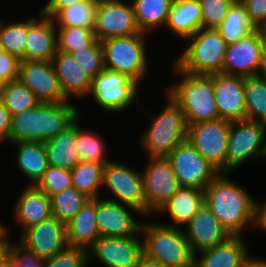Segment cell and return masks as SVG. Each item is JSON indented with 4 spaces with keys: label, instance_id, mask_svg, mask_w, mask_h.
<instances>
[{
    "label": "cell",
    "instance_id": "1",
    "mask_svg": "<svg viewBox=\"0 0 266 267\" xmlns=\"http://www.w3.org/2000/svg\"><path fill=\"white\" fill-rule=\"evenodd\" d=\"M219 173L204 189V204L232 236H242L250 223L256 227L258 202L243 186Z\"/></svg>",
    "mask_w": 266,
    "mask_h": 267
},
{
    "label": "cell",
    "instance_id": "2",
    "mask_svg": "<svg viewBox=\"0 0 266 267\" xmlns=\"http://www.w3.org/2000/svg\"><path fill=\"white\" fill-rule=\"evenodd\" d=\"M79 115V110L70 101L40 102L36 107L12 116L9 142L44 143L65 131Z\"/></svg>",
    "mask_w": 266,
    "mask_h": 267
},
{
    "label": "cell",
    "instance_id": "3",
    "mask_svg": "<svg viewBox=\"0 0 266 267\" xmlns=\"http://www.w3.org/2000/svg\"><path fill=\"white\" fill-rule=\"evenodd\" d=\"M174 69L182 78L167 93L179 105L187 125L218 119L212 75L189 74L176 66Z\"/></svg>",
    "mask_w": 266,
    "mask_h": 267
},
{
    "label": "cell",
    "instance_id": "4",
    "mask_svg": "<svg viewBox=\"0 0 266 267\" xmlns=\"http://www.w3.org/2000/svg\"><path fill=\"white\" fill-rule=\"evenodd\" d=\"M183 229L166 223L142 222L144 257L164 267H188L195 255Z\"/></svg>",
    "mask_w": 266,
    "mask_h": 267
},
{
    "label": "cell",
    "instance_id": "5",
    "mask_svg": "<svg viewBox=\"0 0 266 267\" xmlns=\"http://www.w3.org/2000/svg\"><path fill=\"white\" fill-rule=\"evenodd\" d=\"M186 40L187 47L176 58L174 66L194 75L222 73L227 42L216 28H201Z\"/></svg>",
    "mask_w": 266,
    "mask_h": 267
},
{
    "label": "cell",
    "instance_id": "6",
    "mask_svg": "<svg viewBox=\"0 0 266 267\" xmlns=\"http://www.w3.org/2000/svg\"><path fill=\"white\" fill-rule=\"evenodd\" d=\"M167 104L141 136L142 147L148 157H167L181 142L187 139L188 125L179 105L167 96Z\"/></svg>",
    "mask_w": 266,
    "mask_h": 267
},
{
    "label": "cell",
    "instance_id": "7",
    "mask_svg": "<svg viewBox=\"0 0 266 267\" xmlns=\"http://www.w3.org/2000/svg\"><path fill=\"white\" fill-rule=\"evenodd\" d=\"M147 33L112 37L101 41L104 67L128 75L140 83L147 75Z\"/></svg>",
    "mask_w": 266,
    "mask_h": 267
},
{
    "label": "cell",
    "instance_id": "8",
    "mask_svg": "<svg viewBox=\"0 0 266 267\" xmlns=\"http://www.w3.org/2000/svg\"><path fill=\"white\" fill-rule=\"evenodd\" d=\"M254 156L266 159V124L248 119L230 121L227 173Z\"/></svg>",
    "mask_w": 266,
    "mask_h": 267
},
{
    "label": "cell",
    "instance_id": "9",
    "mask_svg": "<svg viewBox=\"0 0 266 267\" xmlns=\"http://www.w3.org/2000/svg\"><path fill=\"white\" fill-rule=\"evenodd\" d=\"M139 83L128 75L104 68L92 78L89 95L100 108L117 113L138 102Z\"/></svg>",
    "mask_w": 266,
    "mask_h": 267
},
{
    "label": "cell",
    "instance_id": "10",
    "mask_svg": "<svg viewBox=\"0 0 266 267\" xmlns=\"http://www.w3.org/2000/svg\"><path fill=\"white\" fill-rule=\"evenodd\" d=\"M229 129L221 118L188 124L187 139L219 173H227Z\"/></svg>",
    "mask_w": 266,
    "mask_h": 267
},
{
    "label": "cell",
    "instance_id": "11",
    "mask_svg": "<svg viewBox=\"0 0 266 267\" xmlns=\"http://www.w3.org/2000/svg\"><path fill=\"white\" fill-rule=\"evenodd\" d=\"M112 198L106 200L136 208L142 216H147V204L144 197L143 178L137 171L126 164L114 160L105 164L103 184Z\"/></svg>",
    "mask_w": 266,
    "mask_h": 267
},
{
    "label": "cell",
    "instance_id": "12",
    "mask_svg": "<svg viewBox=\"0 0 266 267\" xmlns=\"http://www.w3.org/2000/svg\"><path fill=\"white\" fill-rule=\"evenodd\" d=\"M21 233L20 241L13 244L23 253L38 259H51L68 246L66 224L53 216Z\"/></svg>",
    "mask_w": 266,
    "mask_h": 267
},
{
    "label": "cell",
    "instance_id": "13",
    "mask_svg": "<svg viewBox=\"0 0 266 267\" xmlns=\"http://www.w3.org/2000/svg\"><path fill=\"white\" fill-rule=\"evenodd\" d=\"M167 158L181 187L204 190L219 174L188 139L179 143Z\"/></svg>",
    "mask_w": 266,
    "mask_h": 267
},
{
    "label": "cell",
    "instance_id": "14",
    "mask_svg": "<svg viewBox=\"0 0 266 267\" xmlns=\"http://www.w3.org/2000/svg\"><path fill=\"white\" fill-rule=\"evenodd\" d=\"M93 31L100 42L112 37L142 33L136 22L132 3L122 0H98Z\"/></svg>",
    "mask_w": 266,
    "mask_h": 267
},
{
    "label": "cell",
    "instance_id": "15",
    "mask_svg": "<svg viewBox=\"0 0 266 267\" xmlns=\"http://www.w3.org/2000/svg\"><path fill=\"white\" fill-rule=\"evenodd\" d=\"M143 172V190L147 215L157 212L181 187L167 157H147Z\"/></svg>",
    "mask_w": 266,
    "mask_h": 267
},
{
    "label": "cell",
    "instance_id": "16",
    "mask_svg": "<svg viewBox=\"0 0 266 267\" xmlns=\"http://www.w3.org/2000/svg\"><path fill=\"white\" fill-rule=\"evenodd\" d=\"M139 235L141 233L127 237L100 236L88 250L89 261L94 257L104 267H138L144 257Z\"/></svg>",
    "mask_w": 266,
    "mask_h": 267
},
{
    "label": "cell",
    "instance_id": "17",
    "mask_svg": "<svg viewBox=\"0 0 266 267\" xmlns=\"http://www.w3.org/2000/svg\"><path fill=\"white\" fill-rule=\"evenodd\" d=\"M266 32L255 29L237 42L227 44L222 73L249 77L257 74Z\"/></svg>",
    "mask_w": 266,
    "mask_h": 267
},
{
    "label": "cell",
    "instance_id": "18",
    "mask_svg": "<svg viewBox=\"0 0 266 267\" xmlns=\"http://www.w3.org/2000/svg\"><path fill=\"white\" fill-rule=\"evenodd\" d=\"M44 103L68 100L61 88L52 61H21L19 79Z\"/></svg>",
    "mask_w": 266,
    "mask_h": 267
},
{
    "label": "cell",
    "instance_id": "19",
    "mask_svg": "<svg viewBox=\"0 0 266 267\" xmlns=\"http://www.w3.org/2000/svg\"><path fill=\"white\" fill-rule=\"evenodd\" d=\"M141 214L136 208L102 198H96V222L100 236L127 237L140 233L141 222L132 213Z\"/></svg>",
    "mask_w": 266,
    "mask_h": 267
},
{
    "label": "cell",
    "instance_id": "20",
    "mask_svg": "<svg viewBox=\"0 0 266 267\" xmlns=\"http://www.w3.org/2000/svg\"><path fill=\"white\" fill-rule=\"evenodd\" d=\"M212 81L219 118L228 121L246 119L245 77L215 73Z\"/></svg>",
    "mask_w": 266,
    "mask_h": 267
},
{
    "label": "cell",
    "instance_id": "21",
    "mask_svg": "<svg viewBox=\"0 0 266 267\" xmlns=\"http://www.w3.org/2000/svg\"><path fill=\"white\" fill-rule=\"evenodd\" d=\"M185 226L184 233L194 255L222 244L232 236L204 203Z\"/></svg>",
    "mask_w": 266,
    "mask_h": 267
},
{
    "label": "cell",
    "instance_id": "22",
    "mask_svg": "<svg viewBox=\"0 0 266 267\" xmlns=\"http://www.w3.org/2000/svg\"><path fill=\"white\" fill-rule=\"evenodd\" d=\"M37 16L39 20H28V38L23 61H52L57 52L55 22L41 12Z\"/></svg>",
    "mask_w": 266,
    "mask_h": 267
},
{
    "label": "cell",
    "instance_id": "23",
    "mask_svg": "<svg viewBox=\"0 0 266 267\" xmlns=\"http://www.w3.org/2000/svg\"><path fill=\"white\" fill-rule=\"evenodd\" d=\"M65 97H85L91 89L92 79L83 71L71 53L56 52L52 60Z\"/></svg>",
    "mask_w": 266,
    "mask_h": 267
},
{
    "label": "cell",
    "instance_id": "24",
    "mask_svg": "<svg viewBox=\"0 0 266 267\" xmlns=\"http://www.w3.org/2000/svg\"><path fill=\"white\" fill-rule=\"evenodd\" d=\"M14 211V218L24 231L52 216L50 197L36 185L28 184L18 197Z\"/></svg>",
    "mask_w": 266,
    "mask_h": 267
},
{
    "label": "cell",
    "instance_id": "25",
    "mask_svg": "<svg viewBox=\"0 0 266 267\" xmlns=\"http://www.w3.org/2000/svg\"><path fill=\"white\" fill-rule=\"evenodd\" d=\"M100 237L96 222V198L89 199L81 210L66 223L68 246L89 250Z\"/></svg>",
    "mask_w": 266,
    "mask_h": 267
},
{
    "label": "cell",
    "instance_id": "26",
    "mask_svg": "<svg viewBox=\"0 0 266 267\" xmlns=\"http://www.w3.org/2000/svg\"><path fill=\"white\" fill-rule=\"evenodd\" d=\"M242 236H231L222 244L199 252L194 261L201 267H241L249 257V248Z\"/></svg>",
    "mask_w": 266,
    "mask_h": 267
},
{
    "label": "cell",
    "instance_id": "27",
    "mask_svg": "<svg viewBox=\"0 0 266 267\" xmlns=\"http://www.w3.org/2000/svg\"><path fill=\"white\" fill-rule=\"evenodd\" d=\"M204 203V190L193 187H180L171 198L157 211L170 215L169 226L186 225Z\"/></svg>",
    "mask_w": 266,
    "mask_h": 267
},
{
    "label": "cell",
    "instance_id": "28",
    "mask_svg": "<svg viewBox=\"0 0 266 267\" xmlns=\"http://www.w3.org/2000/svg\"><path fill=\"white\" fill-rule=\"evenodd\" d=\"M48 163L62 169H73L81 160L78 153L77 120L65 131L44 142Z\"/></svg>",
    "mask_w": 266,
    "mask_h": 267
},
{
    "label": "cell",
    "instance_id": "29",
    "mask_svg": "<svg viewBox=\"0 0 266 267\" xmlns=\"http://www.w3.org/2000/svg\"><path fill=\"white\" fill-rule=\"evenodd\" d=\"M166 28L182 39H187L202 28V12L199 0H174Z\"/></svg>",
    "mask_w": 266,
    "mask_h": 267
},
{
    "label": "cell",
    "instance_id": "30",
    "mask_svg": "<svg viewBox=\"0 0 266 267\" xmlns=\"http://www.w3.org/2000/svg\"><path fill=\"white\" fill-rule=\"evenodd\" d=\"M13 144L18 148L15 157L18 168L29 179V185H36L49 166L44 143L22 141Z\"/></svg>",
    "mask_w": 266,
    "mask_h": 267
},
{
    "label": "cell",
    "instance_id": "31",
    "mask_svg": "<svg viewBox=\"0 0 266 267\" xmlns=\"http://www.w3.org/2000/svg\"><path fill=\"white\" fill-rule=\"evenodd\" d=\"M174 0H132L136 22L141 32L166 27Z\"/></svg>",
    "mask_w": 266,
    "mask_h": 267
},
{
    "label": "cell",
    "instance_id": "32",
    "mask_svg": "<svg viewBox=\"0 0 266 267\" xmlns=\"http://www.w3.org/2000/svg\"><path fill=\"white\" fill-rule=\"evenodd\" d=\"M105 163L80 161L71 169L72 187L90 199L100 198L99 191L103 184Z\"/></svg>",
    "mask_w": 266,
    "mask_h": 267
},
{
    "label": "cell",
    "instance_id": "33",
    "mask_svg": "<svg viewBox=\"0 0 266 267\" xmlns=\"http://www.w3.org/2000/svg\"><path fill=\"white\" fill-rule=\"evenodd\" d=\"M227 44L237 42L240 38L255 30L248 19L245 5L236 0L230 7L222 23L216 28Z\"/></svg>",
    "mask_w": 266,
    "mask_h": 267
},
{
    "label": "cell",
    "instance_id": "34",
    "mask_svg": "<svg viewBox=\"0 0 266 267\" xmlns=\"http://www.w3.org/2000/svg\"><path fill=\"white\" fill-rule=\"evenodd\" d=\"M0 101L9 110L11 116L23 113L40 103L36 95L20 80L0 86Z\"/></svg>",
    "mask_w": 266,
    "mask_h": 267
},
{
    "label": "cell",
    "instance_id": "35",
    "mask_svg": "<svg viewBox=\"0 0 266 267\" xmlns=\"http://www.w3.org/2000/svg\"><path fill=\"white\" fill-rule=\"evenodd\" d=\"M244 92L246 119L266 124V79L245 77Z\"/></svg>",
    "mask_w": 266,
    "mask_h": 267
},
{
    "label": "cell",
    "instance_id": "36",
    "mask_svg": "<svg viewBox=\"0 0 266 267\" xmlns=\"http://www.w3.org/2000/svg\"><path fill=\"white\" fill-rule=\"evenodd\" d=\"M90 198L74 187L50 196L51 214L63 223H68Z\"/></svg>",
    "mask_w": 266,
    "mask_h": 267
},
{
    "label": "cell",
    "instance_id": "37",
    "mask_svg": "<svg viewBox=\"0 0 266 267\" xmlns=\"http://www.w3.org/2000/svg\"><path fill=\"white\" fill-rule=\"evenodd\" d=\"M98 0H85L63 9L53 20L58 27L94 28Z\"/></svg>",
    "mask_w": 266,
    "mask_h": 267
},
{
    "label": "cell",
    "instance_id": "38",
    "mask_svg": "<svg viewBox=\"0 0 266 267\" xmlns=\"http://www.w3.org/2000/svg\"><path fill=\"white\" fill-rule=\"evenodd\" d=\"M28 20L5 22L0 19V41L4 51L23 61L27 44Z\"/></svg>",
    "mask_w": 266,
    "mask_h": 267
},
{
    "label": "cell",
    "instance_id": "39",
    "mask_svg": "<svg viewBox=\"0 0 266 267\" xmlns=\"http://www.w3.org/2000/svg\"><path fill=\"white\" fill-rule=\"evenodd\" d=\"M94 28L84 27H58L57 50L73 53L81 49L89 48L97 39Z\"/></svg>",
    "mask_w": 266,
    "mask_h": 267
},
{
    "label": "cell",
    "instance_id": "40",
    "mask_svg": "<svg viewBox=\"0 0 266 267\" xmlns=\"http://www.w3.org/2000/svg\"><path fill=\"white\" fill-rule=\"evenodd\" d=\"M77 121L78 153L81 161L108 163L111 159L105 156L104 142L98 134L92 131H83Z\"/></svg>",
    "mask_w": 266,
    "mask_h": 267
},
{
    "label": "cell",
    "instance_id": "41",
    "mask_svg": "<svg viewBox=\"0 0 266 267\" xmlns=\"http://www.w3.org/2000/svg\"><path fill=\"white\" fill-rule=\"evenodd\" d=\"M72 55L91 79L105 68L103 49L99 40H96L89 48L74 51Z\"/></svg>",
    "mask_w": 266,
    "mask_h": 267
},
{
    "label": "cell",
    "instance_id": "42",
    "mask_svg": "<svg viewBox=\"0 0 266 267\" xmlns=\"http://www.w3.org/2000/svg\"><path fill=\"white\" fill-rule=\"evenodd\" d=\"M36 186L40 190H43L49 197L62 192L65 189L71 188V170L49 165Z\"/></svg>",
    "mask_w": 266,
    "mask_h": 267
},
{
    "label": "cell",
    "instance_id": "43",
    "mask_svg": "<svg viewBox=\"0 0 266 267\" xmlns=\"http://www.w3.org/2000/svg\"><path fill=\"white\" fill-rule=\"evenodd\" d=\"M236 0H199L202 28H217Z\"/></svg>",
    "mask_w": 266,
    "mask_h": 267
},
{
    "label": "cell",
    "instance_id": "44",
    "mask_svg": "<svg viewBox=\"0 0 266 267\" xmlns=\"http://www.w3.org/2000/svg\"><path fill=\"white\" fill-rule=\"evenodd\" d=\"M89 265L88 251L67 246L51 259L46 260L45 267H86Z\"/></svg>",
    "mask_w": 266,
    "mask_h": 267
},
{
    "label": "cell",
    "instance_id": "45",
    "mask_svg": "<svg viewBox=\"0 0 266 267\" xmlns=\"http://www.w3.org/2000/svg\"><path fill=\"white\" fill-rule=\"evenodd\" d=\"M20 63L18 57L8 52L0 55V86L19 79Z\"/></svg>",
    "mask_w": 266,
    "mask_h": 267
},
{
    "label": "cell",
    "instance_id": "46",
    "mask_svg": "<svg viewBox=\"0 0 266 267\" xmlns=\"http://www.w3.org/2000/svg\"><path fill=\"white\" fill-rule=\"evenodd\" d=\"M7 260L9 267H45L46 260L31 257L14 244L8 249L4 257Z\"/></svg>",
    "mask_w": 266,
    "mask_h": 267
},
{
    "label": "cell",
    "instance_id": "47",
    "mask_svg": "<svg viewBox=\"0 0 266 267\" xmlns=\"http://www.w3.org/2000/svg\"><path fill=\"white\" fill-rule=\"evenodd\" d=\"M246 7L248 19L255 29L266 27V0H240Z\"/></svg>",
    "mask_w": 266,
    "mask_h": 267
},
{
    "label": "cell",
    "instance_id": "48",
    "mask_svg": "<svg viewBox=\"0 0 266 267\" xmlns=\"http://www.w3.org/2000/svg\"><path fill=\"white\" fill-rule=\"evenodd\" d=\"M83 1L85 0H48L40 12L54 19L63 9Z\"/></svg>",
    "mask_w": 266,
    "mask_h": 267
},
{
    "label": "cell",
    "instance_id": "49",
    "mask_svg": "<svg viewBox=\"0 0 266 267\" xmlns=\"http://www.w3.org/2000/svg\"><path fill=\"white\" fill-rule=\"evenodd\" d=\"M12 116L6 106L0 101V143H9Z\"/></svg>",
    "mask_w": 266,
    "mask_h": 267
},
{
    "label": "cell",
    "instance_id": "50",
    "mask_svg": "<svg viewBox=\"0 0 266 267\" xmlns=\"http://www.w3.org/2000/svg\"><path fill=\"white\" fill-rule=\"evenodd\" d=\"M256 227L266 231V201L264 203L258 202Z\"/></svg>",
    "mask_w": 266,
    "mask_h": 267
},
{
    "label": "cell",
    "instance_id": "51",
    "mask_svg": "<svg viewBox=\"0 0 266 267\" xmlns=\"http://www.w3.org/2000/svg\"><path fill=\"white\" fill-rule=\"evenodd\" d=\"M7 235V228H4V231L0 234V262L4 259L6 252L12 245Z\"/></svg>",
    "mask_w": 266,
    "mask_h": 267
},
{
    "label": "cell",
    "instance_id": "52",
    "mask_svg": "<svg viewBox=\"0 0 266 267\" xmlns=\"http://www.w3.org/2000/svg\"><path fill=\"white\" fill-rule=\"evenodd\" d=\"M256 75L262 79H266V38L262 46L260 64Z\"/></svg>",
    "mask_w": 266,
    "mask_h": 267
},
{
    "label": "cell",
    "instance_id": "53",
    "mask_svg": "<svg viewBox=\"0 0 266 267\" xmlns=\"http://www.w3.org/2000/svg\"><path fill=\"white\" fill-rule=\"evenodd\" d=\"M241 267H266V260L257 258H247V260L242 264Z\"/></svg>",
    "mask_w": 266,
    "mask_h": 267
},
{
    "label": "cell",
    "instance_id": "54",
    "mask_svg": "<svg viewBox=\"0 0 266 267\" xmlns=\"http://www.w3.org/2000/svg\"><path fill=\"white\" fill-rule=\"evenodd\" d=\"M138 267H164V266H162L160 263L154 262L152 260L147 259L146 257H143Z\"/></svg>",
    "mask_w": 266,
    "mask_h": 267
},
{
    "label": "cell",
    "instance_id": "55",
    "mask_svg": "<svg viewBox=\"0 0 266 267\" xmlns=\"http://www.w3.org/2000/svg\"><path fill=\"white\" fill-rule=\"evenodd\" d=\"M0 267H9L5 258L0 262Z\"/></svg>",
    "mask_w": 266,
    "mask_h": 267
},
{
    "label": "cell",
    "instance_id": "56",
    "mask_svg": "<svg viewBox=\"0 0 266 267\" xmlns=\"http://www.w3.org/2000/svg\"><path fill=\"white\" fill-rule=\"evenodd\" d=\"M188 267H201L195 261H193Z\"/></svg>",
    "mask_w": 266,
    "mask_h": 267
},
{
    "label": "cell",
    "instance_id": "57",
    "mask_svg": "<svg viewBox=\"0 0 266 267\" xmlns=\"http://www.w3.org/2000/svg\"><path fill=\"white\" fill-rule=\"evenodd\" d=\"M5 51H4V48H3V45L1 44V41H0V55L3 54Z\"/></svg>",
    "mask_w": 266,
    "mask_h": 267
},
{
    "label": "cell",
    "instance_id": "58",
    "mask_svg": "<svg viewBox=\"0 0 266 267\" xmlns=\"http://www.w3.org/2000/svg\"><path fill=\"white\" fill-rule=\"evenodd\" d=\"M5 226L3 225V223H0V234L4 231Z\"/></svg>",
    "mask_w": 266,
    "mask_h": 267
}]
</instances>
